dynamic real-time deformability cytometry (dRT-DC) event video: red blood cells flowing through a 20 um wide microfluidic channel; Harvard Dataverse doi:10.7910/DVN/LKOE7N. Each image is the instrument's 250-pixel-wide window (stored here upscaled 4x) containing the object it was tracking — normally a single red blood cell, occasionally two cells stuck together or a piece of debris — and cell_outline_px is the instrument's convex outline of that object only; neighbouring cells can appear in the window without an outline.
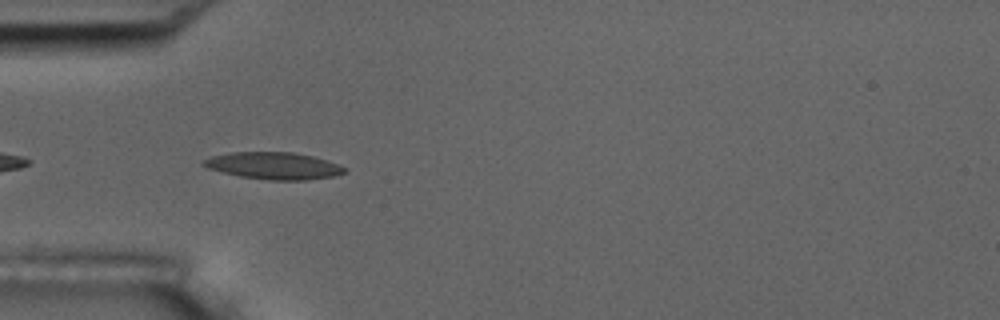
{"species": "common noctule bat (a hibernating species)", "species_latin": "Nyctalus noctula", "temperature_condition": "room temperature", "stored_images_in_passage": 10, "camera_frame_rate_fps": 3000, "um_per_image_px": 0.085, "animal": {"sex": "male", "body_mass_g": 17.5, "forearm_length_mm": 52.3}, "frame": {"image": 1, "passage_image": 5, "time_ms": 4.667, "image_size_px": [1000, 320], "cell_outline_px": [[348, 168], [344, 172], [336, 176], [304, 180], [268, 180], [240, 176], [208, 168], [200, 164], [204, 160], [212, 156], [228, 152], [292, 152], [312, 156]], "centroid_in_image_um": [23.25, 14.09], "position_along_channel_um": 61.8, "area_um2": 22.02}}
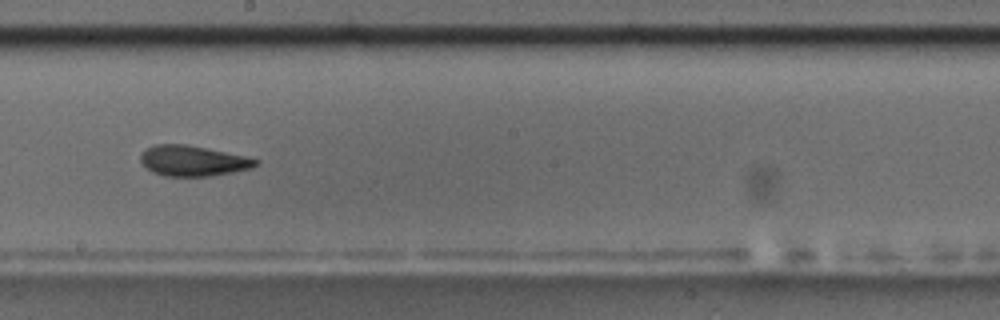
{"frame": {"image": 2, "passage_image": 9, "time_ms": 9.333, "image_size_px": [1000, 320], "cell_outline_px": [[260, 160], [252, 168], [212, 176], [164, 176], [152, 172], [140, 160], [140, 156], [148, 148], [156, 144], [188, 144], [244, 156]], "centroid_in_image_um": [16.4, 13.67], "position_along_channel_um": 231.8, "area_um2": 20.23}}